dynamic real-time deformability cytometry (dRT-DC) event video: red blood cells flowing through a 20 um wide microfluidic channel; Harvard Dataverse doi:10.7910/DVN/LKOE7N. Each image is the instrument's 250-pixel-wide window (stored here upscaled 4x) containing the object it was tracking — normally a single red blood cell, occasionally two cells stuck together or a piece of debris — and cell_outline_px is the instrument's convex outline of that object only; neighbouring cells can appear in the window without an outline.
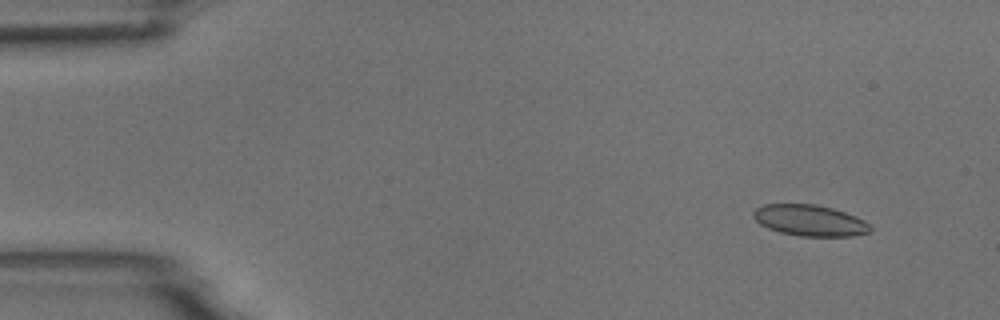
{"species": "common noctule bat (a hibernating species)", "species_latin": "Nyctalus noctula", "temperature_condition": "room temperature", "stored_images_in_passage": 54, "camera_frame_rate_fps": 3000, "um_per_image_px": 0.085, "animal": {"sex": "male", "body_mass_g": 18.8}, "frame": {"image": 1, "passage_image": 4, "time_ms": 1.0, "image_size_px": [1000, 320], "cell_outline_px": [[872, 232], [852, 236], [800, 236], [780, 232], [768, 228], [760, 224], [752, 216], [752, 212], [756, 208], [764, 204], [816, 204], [832, 208], [856, 216], [872, 224]], "centroid_in_image_um": [68.86, 18.74], "position_along_channel_um": 16.1, "area_um2": 21.39}}
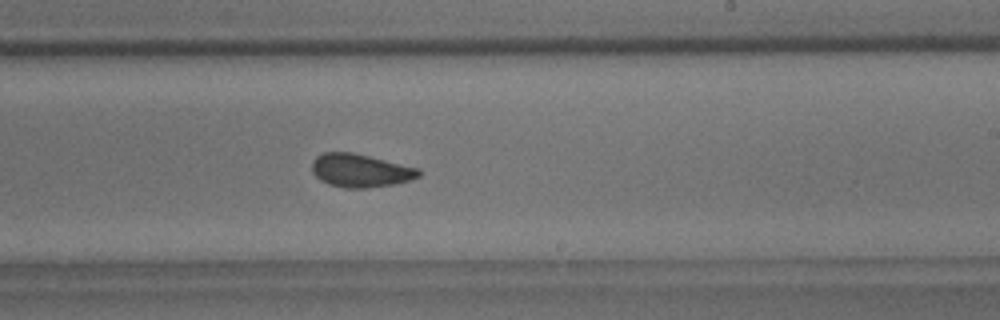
{"frame": {"image": 2, "passage_image": 32, "time_ms": 10.333, "image_size_px": [1000, 320], "cell_outline_px": [[420, 176], [412, 180], [392, 184], [368, 188], [344, 188], [328, 184], [320, 180], [312, 172], [312, 160], [316, 156], [324, 152], [352, 152], [420, 168]], "centroid_in_image_um": [30.62, 14.49], "position_along_channel_um": 258.4, "area_um2": 20.81}}
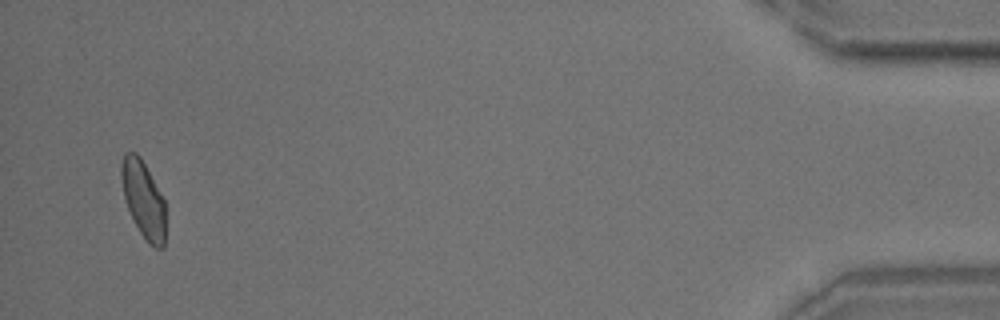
{"frame": {"image": 3, "passage_image": 52, "time_ms": 17.0, "image_size_px": [1000, 320], "cell_outline_px": [[164, 248], [156, 248], [148, 244], [140, 232], [128, 208], [124, 196], [120, 176], [120, 164], [124, 152], [136, 152], [140, 156], [164, 200]], "centroid_in_image_um": [12.16, 16.92], "position_along_channel_um": 423.0, "area_um2": 19.54}, "authors_computed_cell_mechanics": {"area_um2": 20.808, "velocity_mm_per_s": 3.6833, "shape_relaxation_time_tau1_ms": 3.3218, "shape_relaxation_time_tau2_ms": 1.1794, "deformation_change_tau1": 0.0902, "deformation_change_tau2": 0.0694}}